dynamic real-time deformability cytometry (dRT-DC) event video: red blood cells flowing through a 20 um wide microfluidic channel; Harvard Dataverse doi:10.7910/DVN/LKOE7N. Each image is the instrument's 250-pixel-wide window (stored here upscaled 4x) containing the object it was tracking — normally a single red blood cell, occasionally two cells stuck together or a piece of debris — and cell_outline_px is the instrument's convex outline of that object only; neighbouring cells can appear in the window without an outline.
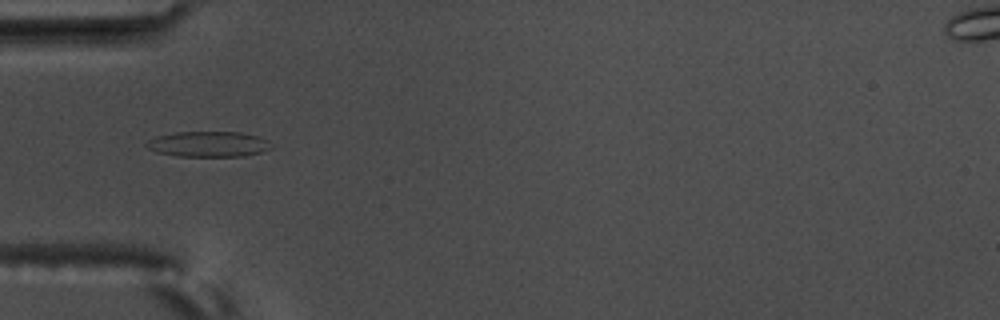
{"species": "common noctule bat (a hibernating species)", "species_latin": "Nyctalus noctula", "temperature_condition": "warm", "stored_images_in_passage": 12, "camera_frame_rate_fps": 3000, "um_per_image_px": 0.085, "animal": {"sex": "male", "body_mass_g": 17.5, "forearm_length_mm": 52.3}, "frame": {"image": 1, "passage_image": 6, "time_ms": 1.667, "image_size_px": [1000, 320], "cell_outline_px": [[272, 148], [260, 152], [244, 156], [180, 156], [156, 152], [148, 148], [144, 144], [148, 140], [156, 136], [176, 132], [240, 132], [260, 136], [268, 140]], "centroid_in_image_um": [17.72, 12.24], "position_along_channel_um": 67.3, "area_um2": 18.55}}
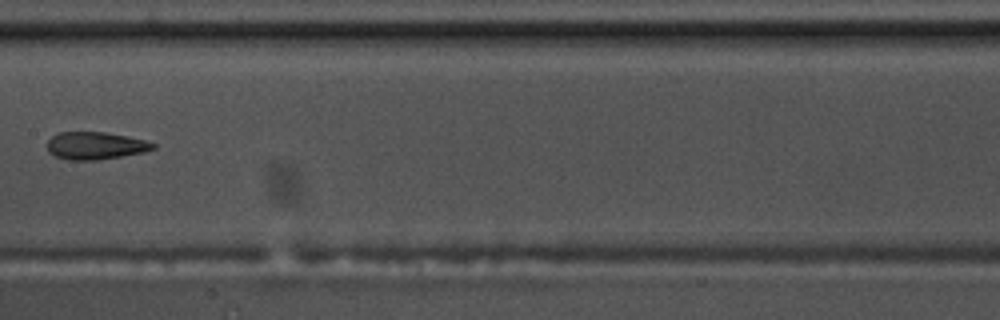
{"frame": {"image": 2, "passage_image": 9, "time_ms": 2.667, "image_size_px": [1000, 320], "cell_outline_px": [[156, 148], [144, 152], [96, 160], [68, 160], [56, 156], [48, 152], [48, 140], [52, 136], [60, 132], [104, 132], [128, 136], [144, 140], [156, 144]], "centroid_in_image_um": [8.11, 12.38], "position_along_channel_um": 199.3, "area_um2": 16.88}}
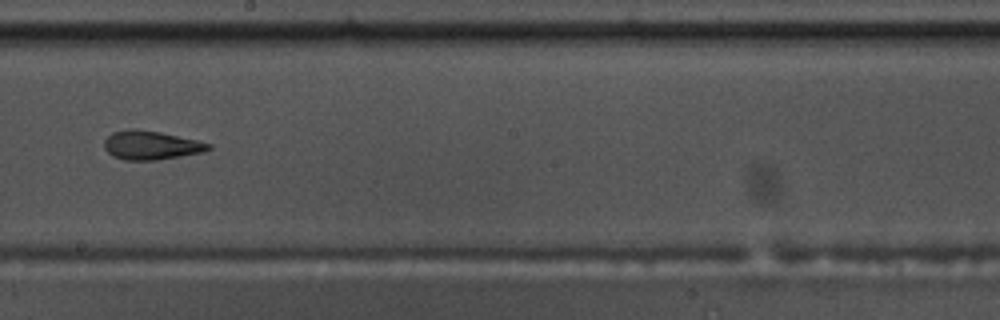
{"frame": {"image": 3, "passage_image": 10, "time_ms": 3.0, "image_size_px": [1000, 320], "cell_outline_px": [[212, 148], [204, 152], [156, 160], [124, 160], [112, 156], [104, 148], [104, 140], [112, 132], [132, 128], [160, 132], [196, 140], [212, 144]], "centroid_in_image_um": [12.82, 12.34], "position_along_channel_um": 235.4, "area_um2": 17.51}}